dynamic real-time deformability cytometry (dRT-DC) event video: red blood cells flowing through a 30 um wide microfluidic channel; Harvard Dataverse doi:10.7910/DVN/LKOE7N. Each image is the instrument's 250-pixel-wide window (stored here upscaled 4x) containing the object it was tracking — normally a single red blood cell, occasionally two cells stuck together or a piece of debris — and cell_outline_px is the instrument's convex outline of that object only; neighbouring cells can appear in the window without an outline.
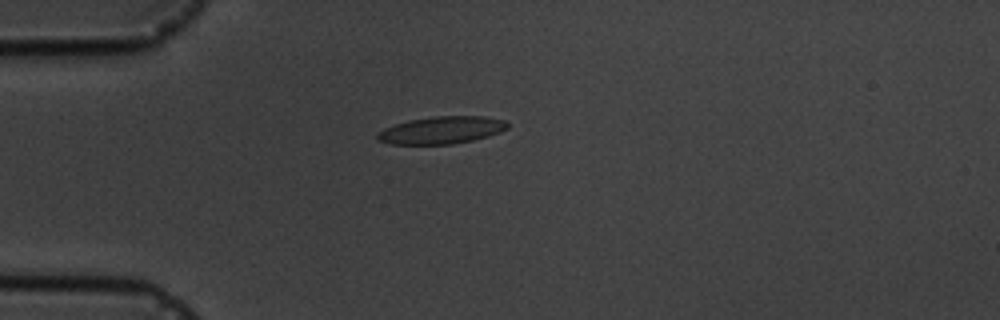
{"species": "common noctule bat (a hibernating species)", "species_latin": "Nyctalus noctula", "temperature_condition": "cold", "stored_images_in_passage": 10, "camera_frame_rate_fps": 3000, "um_per_image_px": 0.085, "animal": {"sex": "male", "body_mass_g": 19.5, "forearm_length_mm": 54.6}, "frame": {"image": 1, "passage_image": 3, "time_ms": 2.333, "image_size_px": [1000, 320], "cell_outline_px": [[508, 128], [500, 132], [488, 136], [472, 140], [452, 144], [388, 144], [376, 140], [376, 136], [384, 128], [408, 120], [432, 116], [484, 116], [504, 120], [508, 124]], "centroid_in_image_um": [37.52, 11.06], "position_along_channel_um": 47.5, "area_um2": 20.75}}
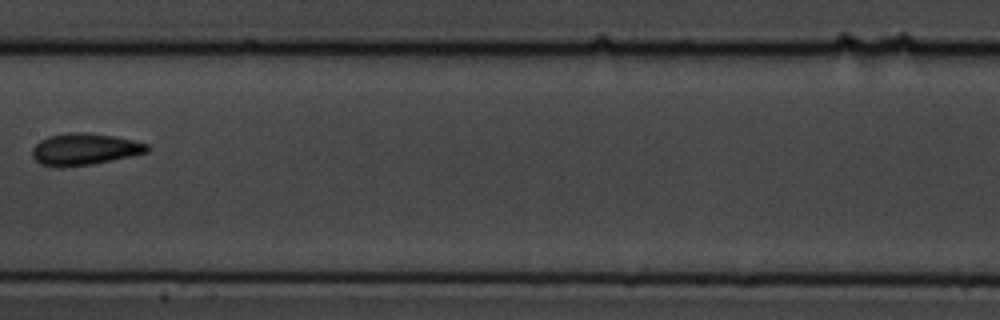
{"frame": {"image": 2, "passage_image": 7, "time_ms": 7.0, "image_size_px": [1000, 320], "cell_outline_px": [[148, 152], [132, 156], [92, 164], [60, 168], [56, 168], [40, 164], [32, 156], [32, 148], [40, 140], [48, 136], [68, 132], [84, 132], [112, 136], [132, 140], [148, 144]], "centroid_in_image_um": [7.14, 12.69], "position_along_channel_um": 200.3, "area_um2": 21.33}}
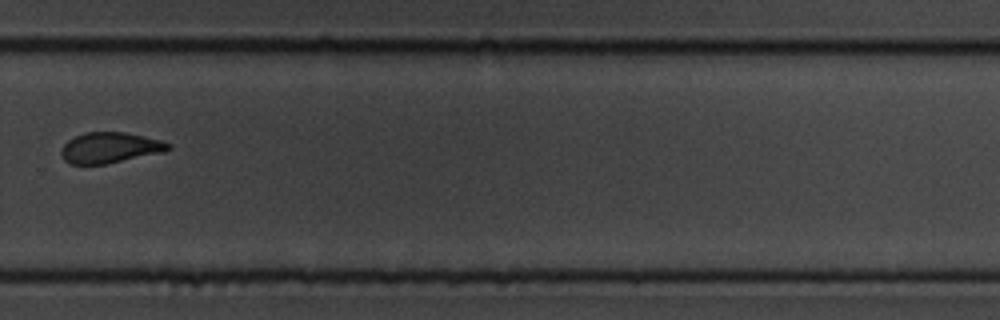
{"frame": {"image": 3, "passage_image": 10, "time_ms": 10.333, "image_size_px": [1000, 320], "cell_outline_px": [[172, 148], [164, 152], [104, 164], [72, 164], [64, 160], [60, 152], [64, 144], [68, 140], [76, 136], [88, 132], [124, 132], [160, 140], [172, 144]], "centroid_in_image_um": [9.36, 12.55], "position_along_channel_um": 320.4, "area_um2": 18.96}}